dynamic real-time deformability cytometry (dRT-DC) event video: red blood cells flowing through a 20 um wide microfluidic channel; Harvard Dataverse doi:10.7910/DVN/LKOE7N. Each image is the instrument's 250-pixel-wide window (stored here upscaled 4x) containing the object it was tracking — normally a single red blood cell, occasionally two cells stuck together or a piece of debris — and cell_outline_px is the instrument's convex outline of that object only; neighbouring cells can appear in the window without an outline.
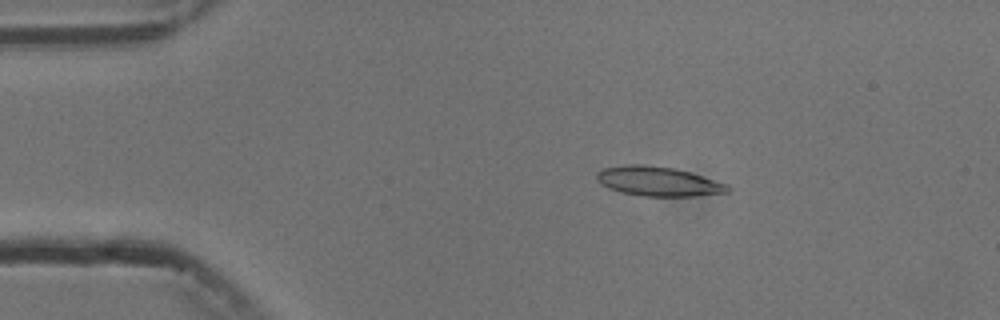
{"species": "common noctule bat (a hibernating species)", "species_latin": "Nyctalus noctula", "temperature_condition": "cold", "stored_images_in_passage": 6, "camera_frame_rate_fps": 3000, "um_per_image_px": 0.085, "animal": {"sex": "male", "body_mass_g": 13.3}, "frame": {"image": 1, "passage_image": 3, "time_ms": 2.333, "image_size_px": [1000, 320], "cell_outline_px": [[732, 188], [728, 192], [696, 196], [644, 196], [620, 192], [608, 188], [600, 184], [596, 180], [596, 172], [604, 168], [624, 164], [644, 164], [676, 168], [728, 184]], "centroid_in_image_um": [55.92, 15.41], "position_along_channel_um": 29.1, "area_um2": 22.72}}
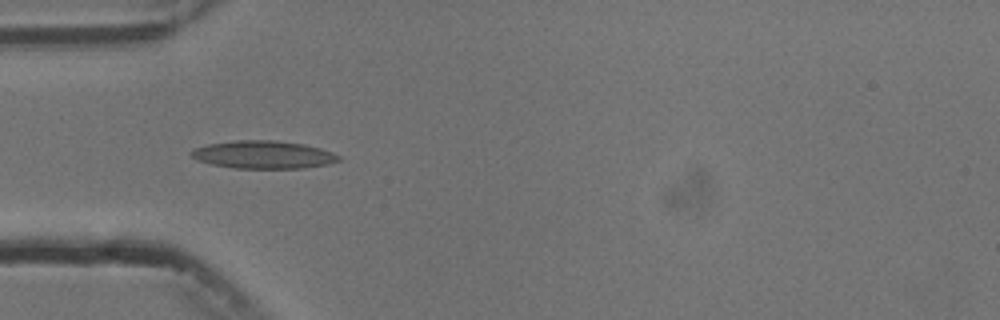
{"frame": {"image": 2, "passage_image": 5, "time_ms": 4.667, "image_size_px": [1000, 320], "cell_outline_px": [[340, 160], [328, 164], [304, 168], [236, 168], [212, 164], [196, 160], [188, 152], [192, 148], [208, 144], [236, 140], [272, 140], [304, 144], [320, 148], [332, 152], [340, 156]], "centroid_in_image_um": [22.36, 13.14], "position_along_channel_um": 62.6, "area_um2": 23.93}}
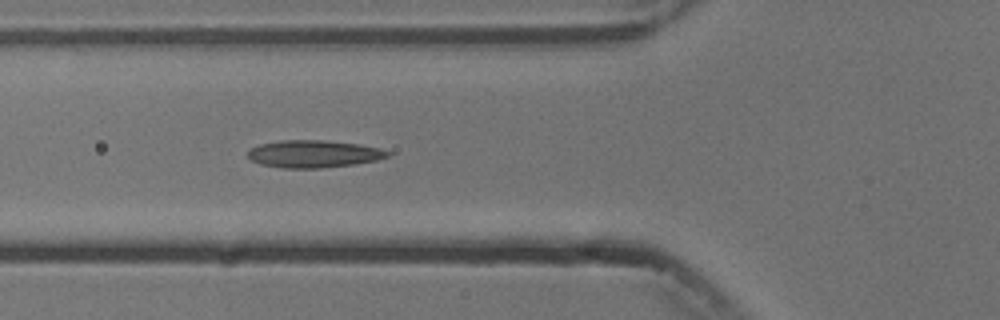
{"frame": {"image": 3, "passage_image": 6, "time_ms": 5.667, "image_size_px": [1000, 320], "cell_outline_px": [[392, 152], [388, 156], [376, 160], [356, 164], [320, 168], [280, 168], [260, 164], [252, 160], [248, 156], [248, 152], [252, 148], [260, 144], [280, 140], [320, 140], [360, 144], [380, 148]], "centroid_in_image_um": [26.68, 13.08], "position_along_channel_um": 99.1, "area_um2": 22.31}}